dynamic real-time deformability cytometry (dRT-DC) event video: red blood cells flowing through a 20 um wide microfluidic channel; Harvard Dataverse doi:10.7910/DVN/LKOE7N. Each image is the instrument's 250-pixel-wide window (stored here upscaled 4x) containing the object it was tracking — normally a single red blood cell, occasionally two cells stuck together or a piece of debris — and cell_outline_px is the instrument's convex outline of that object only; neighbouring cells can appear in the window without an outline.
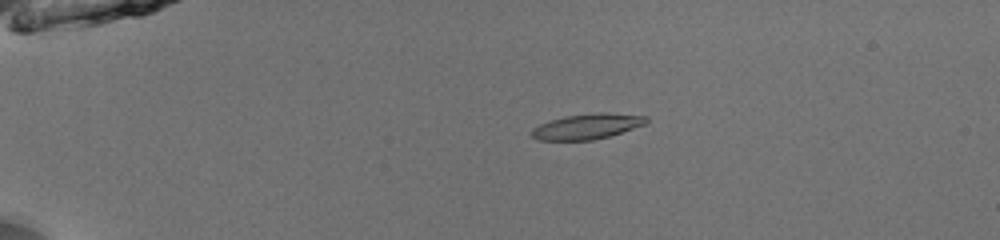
{"species": "common noctule bat (a hibernating species)", "species_latin": "Nyctalus noctula", "temperature_condition": "room temperature", "stored_images_in_passage": 41, "camera_frame_rate_fps": 3000, "um_per_image_px": 0.085, "animal": {"sex": "male", "body_mass_g": 13.0, "forearm_length_mm": 53.1}, "frame": {"image": 1, "passage_image": 1, "time_ms": 0.0, "image_size_px": [1000, 240], "cell_outline_px": [[648, 124], [608, 136], [592, 140], [536, 140], [532, 136], [532, 128], [540, 124], [564, 116], [600, 112], [608, 112], [648, 116]], "centroid_in_image_um": [49.95, 10.74], "position_along_channel_um": 35.1, "area_um2": 16.99}}
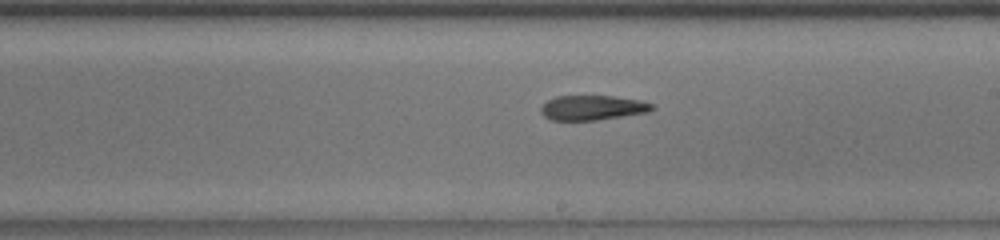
{"frame": {"image": 2, "passage_image": 21, "time_ms": 6.667, "image_size_px": [1000, 240], "cell_outline_px": [[656, 108], [648, 112], [596, 120], [548, 120], [540, 112], [540, 108], [548, 100], [556, 96], [612, 96], [640, 100], [656, 104]], "centroid_in_image_um": [50.38, 9.15], "position_along_channel_um": 238.6, "area_um2": 16.13}}
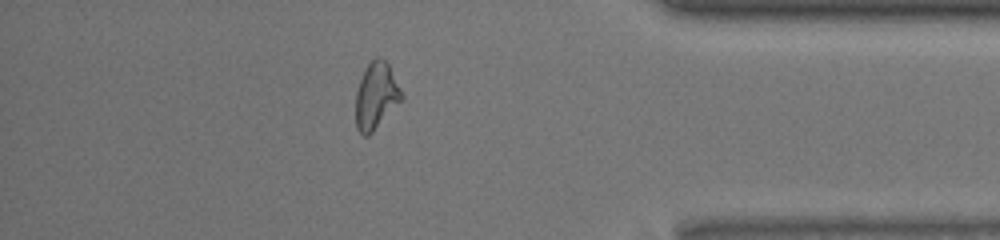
{"frame": {"image": 3, "passage_image": 35, "time_ms": 11.333, "image_size_px": [1000, 240], "cell_outline_px": [[404, 96], [372, 132], [368, 136], [364, 136], [356, 128], [356, 92], [364, 68], [376, 56], [380, 56], [388, 64]], "centroid_in_image_um": [31.94, 8.12], "position_along_channel_um": 403.3, "area_um2": 17.46}, "authors_computed_cell_mechanics": {"area_um2": 17.3978, "velocity_mm_per_s": 3.9621, "shape_relaxation_time_tau1_ms": null, "shape_relaxation_time_tau2_ms": 5.8366, "deformation_change_tau1": null, "deformation_change_tau2": 0.1495}}